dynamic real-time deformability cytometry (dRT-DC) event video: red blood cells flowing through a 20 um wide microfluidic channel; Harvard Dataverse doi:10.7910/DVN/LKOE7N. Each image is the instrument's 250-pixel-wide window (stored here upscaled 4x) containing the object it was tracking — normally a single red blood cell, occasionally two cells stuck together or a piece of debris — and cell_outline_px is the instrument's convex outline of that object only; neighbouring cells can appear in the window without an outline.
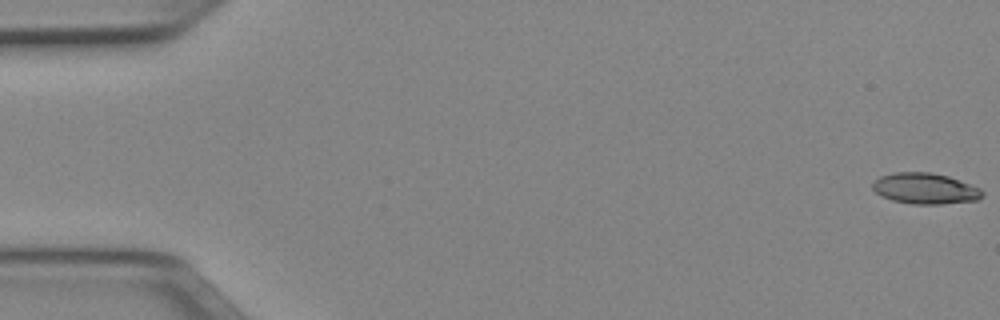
{"species": "Egyptian fruit bat (a non-hibernating species)", "species_latin": "Rousettus aegyptiacus", "temperature_condition": "cold", "stored_images_in_passage": 52, "camera_frame_rate_fps": 3000, "um_per_image_px": 0.085, "animal": {"sex": "female"}, "frame": {"image": 1, "passage_image": 1, "time_ms": 0.0, "image_size_px": [1000, 320], "cell_outline_px": [[984, 196], [980, 200], [940, 204], [912, 204], [892, 200], [880, 196], [872, 188], [872, 184], [880, 176], [892, 172], [932, 172], [948, 176], [980, 188], [984, 192]], "centroid_in_image_um": [78.65, 16.03], "position_along_channel_um": 6.4, "area_um2": 19.94}}
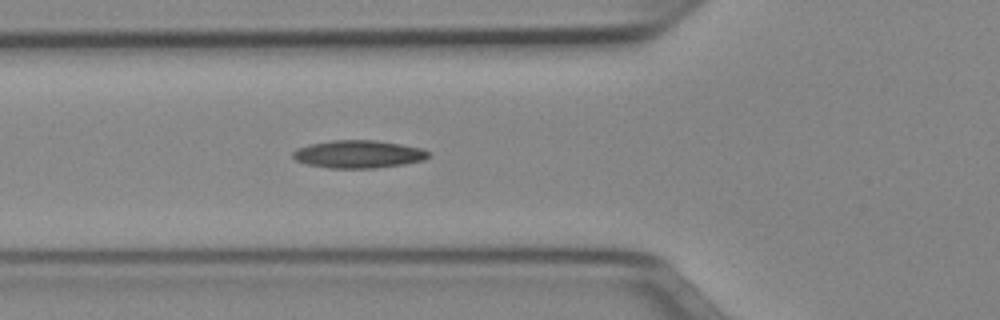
{"frame": {"image": 2, "passage_image": 19, "time_ms": 6.0, "image_size_px": [1000, 320], "cell_outline_px": [[432, 156], [424, 160], [404, 164], [376, 168], [328, 168], [308, 164], [296, 160], [292, 156], [292, 152], [296, 148], [308, 144], [332, 140], [376, 140], [400, 144], [420, 148], [428, 152]], "centroid_in_image_um": [30.45, 13.1], "position_along_channel_um": 95.3, "area_um2": 22.02}}
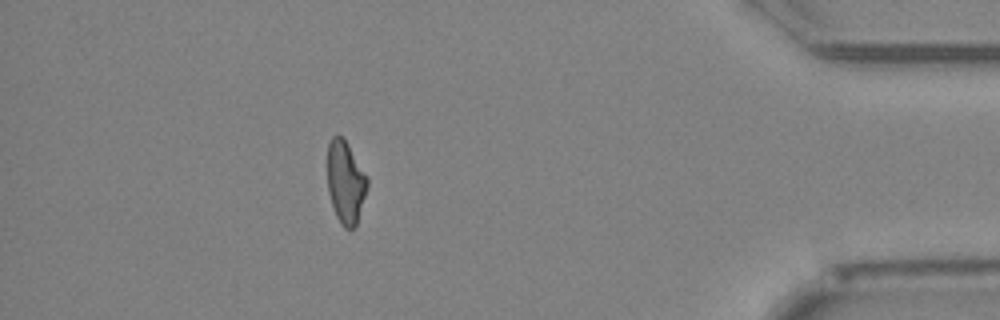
{"frame": {"image": 3, "passage_image": 46, "time_ms": 15.0, "image_size_px": [1000, 320], "cell_outline_px": [[368, 184], [356, 228], [344, 228], [340, 224], [336, 216], [328, 192], [328, 144], [332, 136], [340, 136], [348, 144], [368, 180]], "centroid_in_image_um": [29.36, 15.53], "position_along_channel_um": 405.8, "area_um2": 18.9}, "authors_computed_cell_mechanics": {"area_um2": 20.0566, "velocity_mm_per_s": 3.9733, "shape_relaxation_time_tau1_ms": null, "shape_relaxation_time_tau2_ms": 8.8797, "deformation_change_tau1": null, "deformation_change_tau2": 0.202}}